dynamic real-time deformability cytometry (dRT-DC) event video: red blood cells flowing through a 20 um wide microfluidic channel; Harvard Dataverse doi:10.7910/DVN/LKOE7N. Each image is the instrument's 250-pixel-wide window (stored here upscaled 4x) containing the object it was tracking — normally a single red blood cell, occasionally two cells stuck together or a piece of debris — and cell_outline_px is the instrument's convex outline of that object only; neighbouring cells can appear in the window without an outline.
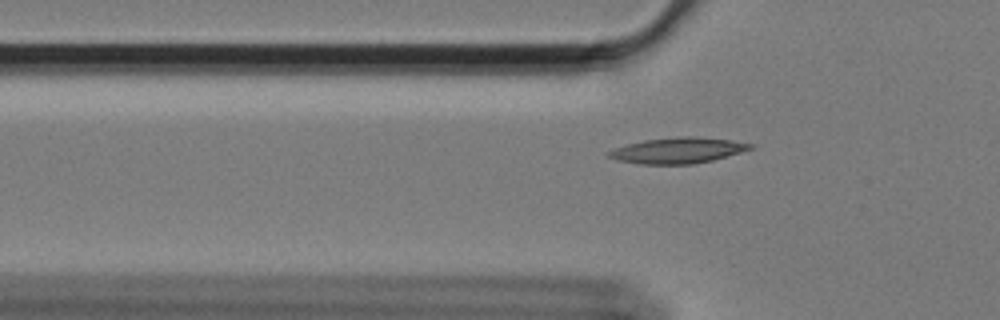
{"species": "Egyptian fruit bat (a non-hibernating species)", "species_latin": "Rousettus aegyptiacus", "temperature_condition": "cold", "stored_images_in_passage": 56, "camera_frame_rate_fps": 3000, "um_per_image_px": 0.085, "animal": {"sex": "female"}, "frame": {"image": 1, "passage_image": 19, "time_ms": 6.0, "image_size_px": [1000, 320], "cell_outline_px": [[756, 144], [752, 148], [740, 152], [712, 160], [692, 164], [640, 164], [616, 160], [608, 156], [604, 152], [612, 148], [644, 140], [680, 136], [696, 136], [732, 140]], "centroid_in_image_um": [57.57, 12.78], "position_along_channel_um": 68.2, "area_um2": 21.39}}
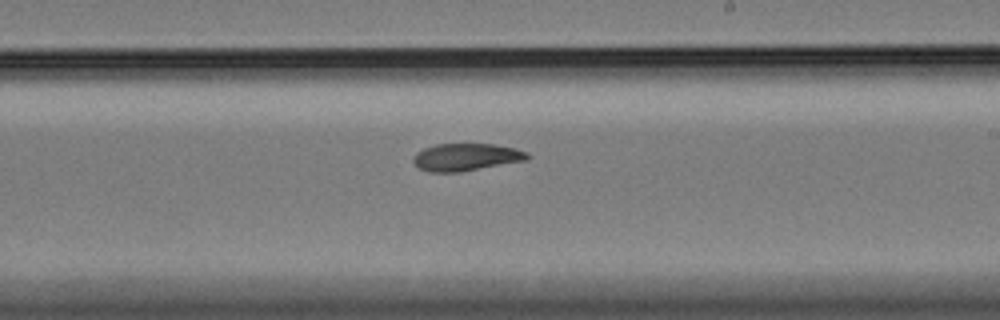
{"frame": {"image": 2, "passage_image": 35, "time_ms": 11.333, "image_size_px": [1000, 320], "cell_outline_px": [[532, 156], [528, 160], [460, 172], [428, 172], [416, 168], [412, 164], [412, 156], [416, 152], [424, 148], [436, 144], [492, 144], [516, 148], [528, 152]], "centroid_in_image_um": [39.59, 13.36], "position_along_channel_um": 249.4, "area_um2": 18.61}}
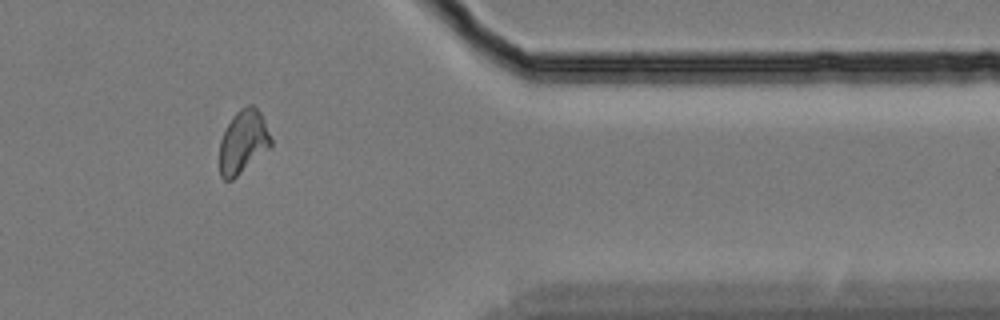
{"frame": {"image": 3, "passage_image": 49, "time_ms": 16.0, "image_size_px": [1000, 320], "cell_outline_px": [[272, 144], [268, 148], [232, 180], [224, 180], [220, 176], [220, 140], [232, 116], [240, 108], [248, 104], [252, 104], [260, 112], [264, 120], [272, 140]], "centroid_in_image_um": [20.65, 12.03], "position_along_channel_um": 390.7, "area_um2": 18.61}}